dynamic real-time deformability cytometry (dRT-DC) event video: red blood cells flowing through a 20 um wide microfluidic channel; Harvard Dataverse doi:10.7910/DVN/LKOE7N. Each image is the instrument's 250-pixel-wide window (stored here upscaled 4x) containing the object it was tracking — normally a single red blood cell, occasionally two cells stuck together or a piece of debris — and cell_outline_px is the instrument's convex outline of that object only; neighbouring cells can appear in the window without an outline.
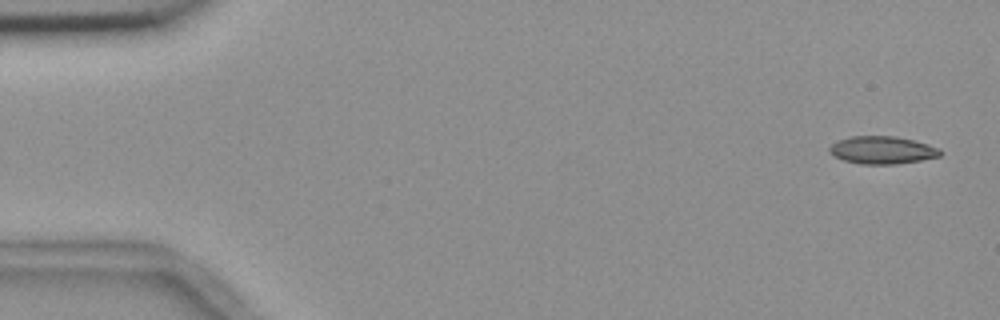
{"species": "common noctule bat (a hibernating species)", "species_latin": "Nyctalus noctula", "temperature_condition": "room temperature", "stored_images_in_passage": 50, "camera_frame_rate_fps": 3000, "um_per_image_px": 0.085, "animal": {"sex": "female", "body_mass_g": 18.4}, "frame": {"image": 1, "passage_image": 2, "time_ms": 0.333, "image_size_px": [1000, 320], "cell_outline_px": [[944, 152], [940, 156], [920, 160], [896, 164], [860, 164], [844, 160], [832, 156], [828, 152], [828, 148], [836, 140], [848, 136], [896, 136], [928, 144], [940, 148]], "centroid_in_image_um": [74.96, 12.75], "position_along_channel_um": 10.0, "area_um2": 18.09}}
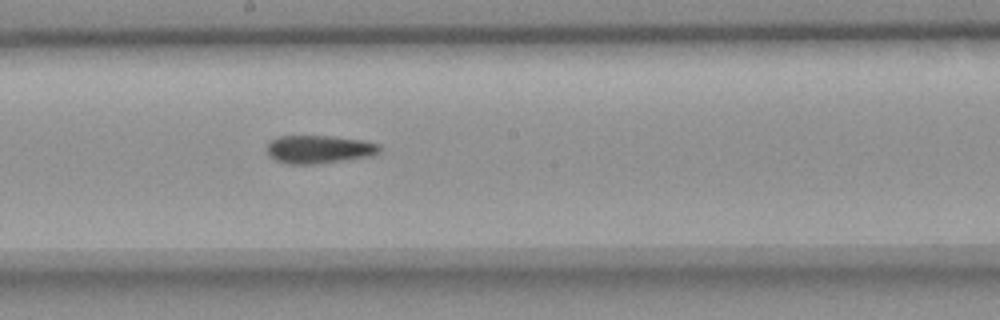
{"frame": {"image": 2, "passage_image": 30, "time_ms": 9.667, "image_size_px": [1000, 320], "cell_outline_px": [[380, 152], [372, 156], [316, 164], [288, 164], [276, 160], [268, 152], [268, 140], [280, 136], [332, 136], [360, 140], [380, 144]], "centroid_in_image_um": [27.13, 12.69], "position_along_channel_um": 221.1, "area_um2": 18.38}}
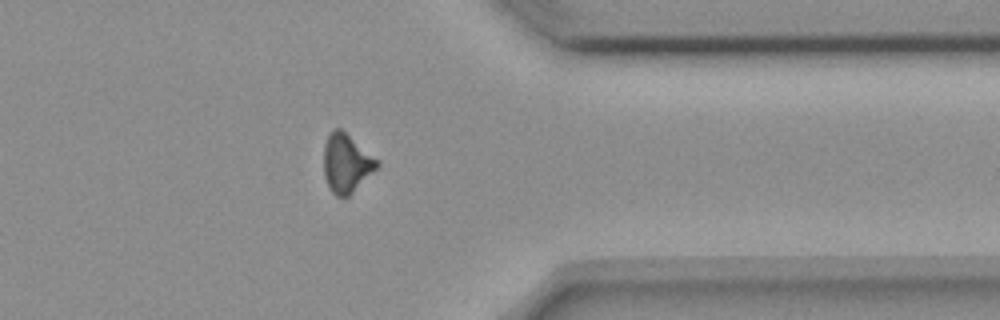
{"frame": {"image": 3, "passage_image": 44, "time_ms": 14.333, "image_size_px": [1000, 320], "cell_outline_px": [[380, 164], [348, 196], [336, 196], [328, 188], [324, 176], [324, 144], [332, 128], [340, 128], [380, 160]], "centroid_in_image_um": [29.43, 13.85], "position_along_channel_um": 382.0, "area_um2": 18.09}, "authors_computed_cell_mechanics": {"area_um2": 18.3804, "velocity_mm_per_s": 3.6671, "shape_relaxation_time_tau1_ms": 10.9357, "shape_relaxation_time_tau2_ms": 9.4532, "deformation_change_tau1": 0.1903, "deformation_change_tau2": 0.1809}}